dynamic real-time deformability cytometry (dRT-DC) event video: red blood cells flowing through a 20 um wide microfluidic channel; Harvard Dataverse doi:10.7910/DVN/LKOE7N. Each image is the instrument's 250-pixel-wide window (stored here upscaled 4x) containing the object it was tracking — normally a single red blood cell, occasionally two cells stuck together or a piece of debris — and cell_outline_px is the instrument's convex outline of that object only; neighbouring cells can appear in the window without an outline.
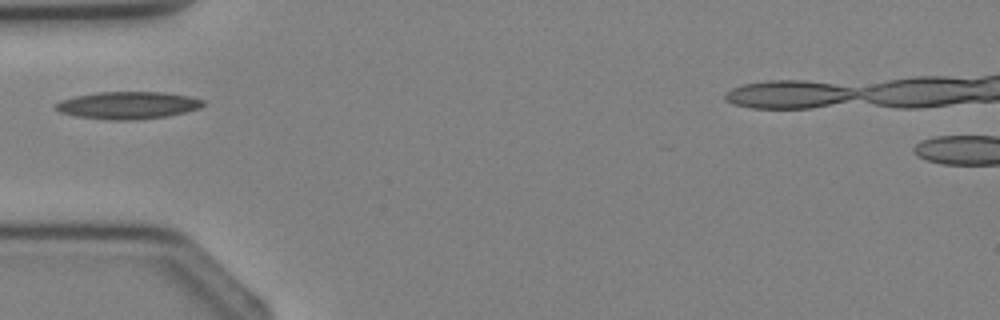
{"species": "Egyptian fruit bat (a non-hibernating species)", "species_latin": "Rousettus aegyptiacus", "temperature_condition": "cold", "stored_images_in_passage": 2, "camera_frame_rate_fps": 3000, "um_per_image_px": 0.085, "animal": {"sex": "female"}, "frame": {"image": 1, "passage_image": 2, "time_ms": 1.0, "image_size_px": [1000, 320], "cell_outline_px": [[204, 104], [200, 108], [168, 116], [136, 120], [108, 120], [76, 116], [60, 112], [52, 108], [52, 104], [60, 100], [76, 96], [96, 92], [164, 92], [192, 96], [204, 100]], "centroid_in_image_um": [10.84, 8.95], "position_along_channel_um": 74.2, "area_um2": 23.81}}